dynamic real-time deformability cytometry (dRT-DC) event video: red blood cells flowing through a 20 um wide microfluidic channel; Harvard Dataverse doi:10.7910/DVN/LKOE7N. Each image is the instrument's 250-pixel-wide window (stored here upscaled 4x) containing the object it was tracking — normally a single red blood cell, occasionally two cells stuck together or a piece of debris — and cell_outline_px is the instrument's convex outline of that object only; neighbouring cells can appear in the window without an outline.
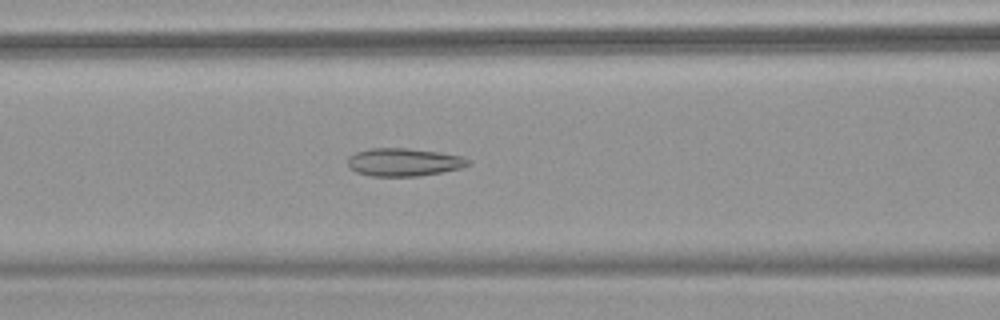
{"species": "common noctule bat (a hibernating species)", "species_latin": "Nyctalus noctula", "temperature_condition": "warm", "stored_images_in_passage": 50, "camera_frame_rate_fps": 3000, "um_per_image_px": 0.085, "animal": {"sex": "female", "body_mass_g": 18.4}, "frame": {"image": 1, "passage_image": 20, "time_ms": 6.333, "image_size_px": [1000, 320], "cell_outline_px": [[472, 164], [464, 168], [420, 176], [372, 176], [356, 172], [348, 168], [348, 156], [356, 152], [368, 148], [408, 148], [440, 152], [464, 156], [472, 160]], "centroid_in_image_um": [34.38, 13.78], "position_along_channel_um": 132.2, "area_um2": 20.06}}
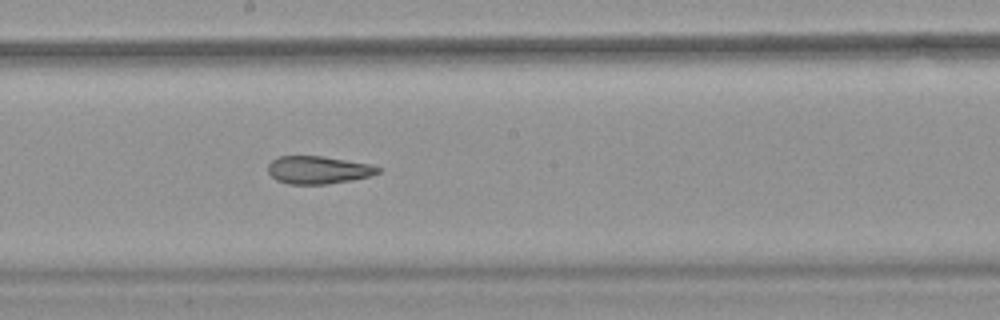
{"frame": {"image": 2, "passage_image": 27, "time_ms": 8.667, "image_size_px": [1000, 320], "cell_outline_px": [[380, 172], [372, 176], [352, 180], [328, 184], [288, 184], [276, 180], [268, 172], [268, 164], [272, 160], [280, 156], [320, 156], [372, 164], [380, 168]], "centroid_in_image_um": [27.06, 14.45], "position_along_channel_um": 221.1, "area_um2": 17.86}}
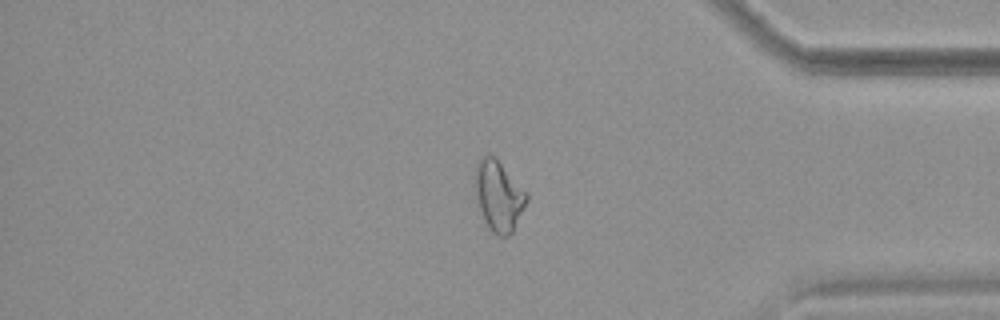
{"frame": {"image": 3, "passage_image": 42, "time_ms": 13.667, "image_size_px": [1000, 320], "cell_outline_px": [[528, 200], [512, 232], [508, 236], [496, 236], [488, 228], [476, 204], [472, 188], [476, 164], [484, 156], [492, 156], [528, 192]], "centroid_in_image_um": [42.34, 16.69], "position_along_channel_um": 392.9, "area_um2": 21.39}, "authors_computed_cell_mechanics": {"area_um2": 21.4727, "velocity_mm_per_s": 3.8267, "shape_relaxation_time_tau1_ms": null, "shape_relaxation_time_tau2_ms": 2.7488, "deformation_change_tau1": null, "deformation_change_tau2": 0.1094}}